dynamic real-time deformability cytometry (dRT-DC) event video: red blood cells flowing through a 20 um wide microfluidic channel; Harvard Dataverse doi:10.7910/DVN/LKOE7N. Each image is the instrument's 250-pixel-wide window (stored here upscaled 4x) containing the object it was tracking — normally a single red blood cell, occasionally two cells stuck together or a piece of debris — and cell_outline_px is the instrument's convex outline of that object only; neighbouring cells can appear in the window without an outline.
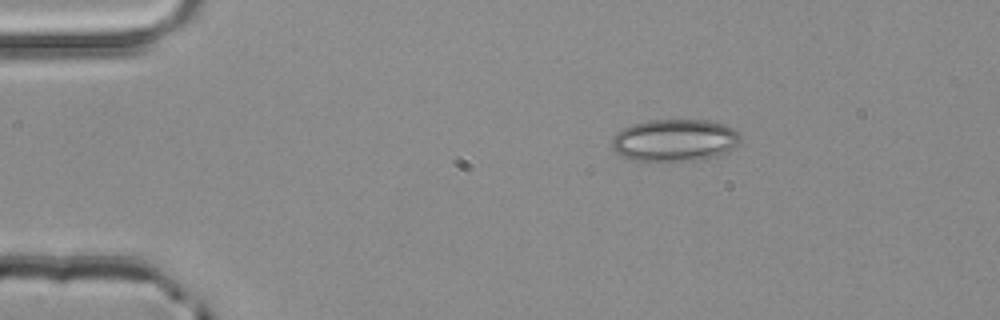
{"species": "common noctule bat (a hibernating species)", "species_latin": "Nyctalus noctula", "temperature_condition": "room temperature", "stored_images_in_passage": 3, "camera_frame_rate_fps": 3000, "um_per_image_px": 0.085, "animal": {"sex": "male", "body_mass_g": 20.4}, "frame": {"image": 1, "passage_image": 1, "time_ms": 0.0, "image_size_px": [1000, 320], "cell_outline_px": [[740, 140], [732, 148], [716, 156], [704, 160], [672, 164], [640, 164], [616, 152], [612, 148], [612, 136], [616, 132], [632, 124], [648, 120], [708, 120], [724, 124], [740, 132]], "centroid_in_image_um": [57.3, 11.99], "position_along_channel_um": 27.7, "area_um2": 33.0}}